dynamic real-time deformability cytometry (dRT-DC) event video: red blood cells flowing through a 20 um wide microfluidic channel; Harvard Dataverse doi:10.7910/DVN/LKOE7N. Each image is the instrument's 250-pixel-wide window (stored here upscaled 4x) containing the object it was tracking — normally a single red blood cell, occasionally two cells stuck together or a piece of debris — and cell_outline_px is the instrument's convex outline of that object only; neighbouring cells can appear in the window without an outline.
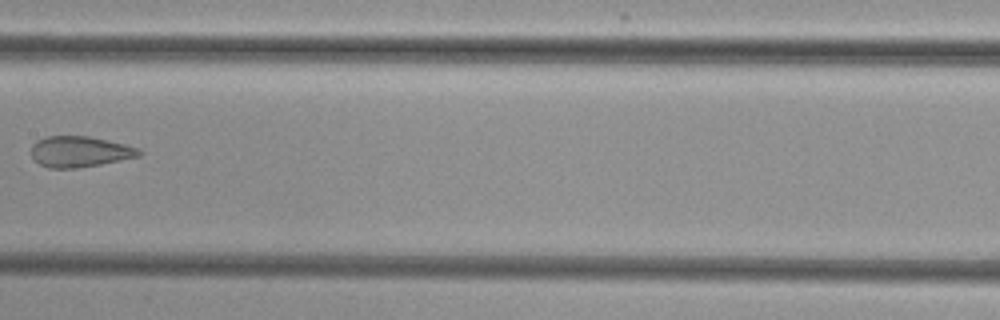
{"species": "common noctule bat (a hibernating species)", "species_latin": "Nyctalus noctula", "temperature_condition": "cold", "stored_images_in_passage": 7, "camera_frame_rate_fps": 3000, "um_per_image_px": 0.085, "animal": {"sex": "female", "body_mass_g": 29.2, "forearm_length_mm": 56.3}, "frame": {"image": 1, "passage_image": 7, "time_ms": 8.0, "image_size_px": [1000, 320], "cell_outline_px": [[140, 156], [100, 164], [76, 168], [48, 168], [32, 160], [32, 144], [36, 140], [44, 136], [88, 136], [124, 144], [140, 148]], "centroid_in_image_um": [6.73, 12.89], "position_along_channel_um": 200.7, "area_um2": 19.36}}